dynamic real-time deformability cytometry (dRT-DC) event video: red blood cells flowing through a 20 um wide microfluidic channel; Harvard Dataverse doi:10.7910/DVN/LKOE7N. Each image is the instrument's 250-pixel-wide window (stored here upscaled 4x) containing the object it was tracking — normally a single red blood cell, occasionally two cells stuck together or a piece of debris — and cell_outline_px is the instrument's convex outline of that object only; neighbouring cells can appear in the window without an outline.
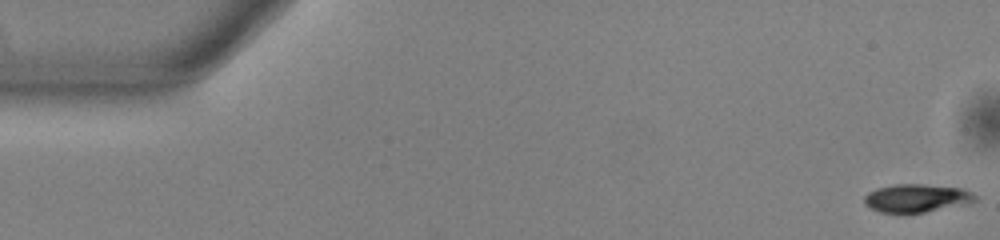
{"species": "common noctule bat (a hibernating species)", "species_latin": "Nyctalus noctula", "temperature_condition": "warm", "stored_images_in_passage": 54, "camera_frame_rate_fps": 3000, "um_per_image_px": 0.085, "animal": {"sex": "male", "body_mass_g": 13.0, "forearm_length_mm": 53.1}, "frame": {"image": 1, "passage_image": 1, "time_ms": 0.0, "image_size_px": [1000, 240], "cell_outline_px": [[976, 200], [968, 204], [924, 212], [880, 212], [868, 208], [864, 204], [864, 196], [868, 192], [876, 188], [896, 184], [924, 184], [964, 188], [972, 192], [976, 196]], "centroid_in_image_um": [77.91, 16.83], "position_along_channel_um": 7.1, "area_um2": 18.32}}
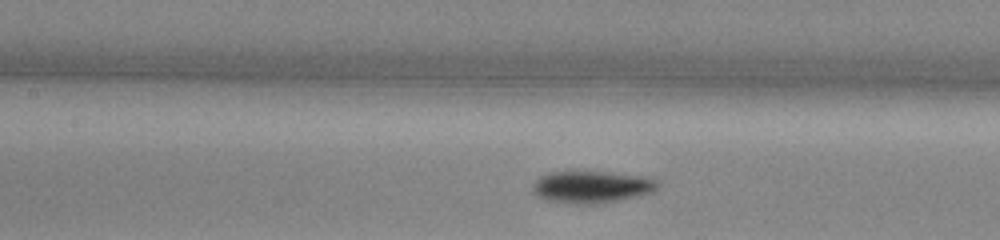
{"frame": {"image": 2, "passage_image": 24, "time_ms": 7.667, "image_size_px": [1000, 240], "cell_outline_px": [[660, 184], [652, 192], [640, 196], [620, 200], [584, 204], [576, 204], [544, 200], [532, 192], [532, 184], [540, 176], [548, 172], [608, 172], [652, 176]], "centroid_in_image_um": [50.31, 15.88], "position_along_channel_um": 157.1, "area_um2": 23.58}}
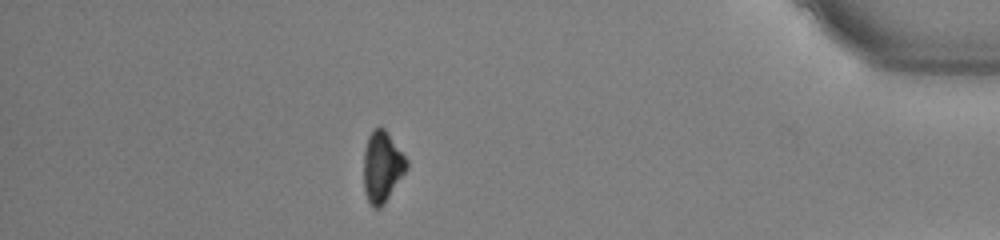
{"frame": {"image": 3, "passage_image": 47, "time_ms": 15.333, "image_size_px": [1000, 240], "cell_outline_px": [[408, 168], [384, 204], [380, 208], [372, 208], [364, 192], [364, 148], [368, 136], [372, 128], [384, 128], [408, 160]], "centroid_in_image_um": [32.47, 14.18], "position_along_channel_um": 402.7, "area_um2": 17.8}, "authors_computed_cell_mechanics": {"area_um2": 19.8832, "velocity_mm_per_s": 3.8252, "shape_relaxation_time_tau1_ms": 1.8378, "shape_relaxation_time_tau2_ms": null, "deformation_change_tau1": 0.102, "deformation_change_tau2": null}}